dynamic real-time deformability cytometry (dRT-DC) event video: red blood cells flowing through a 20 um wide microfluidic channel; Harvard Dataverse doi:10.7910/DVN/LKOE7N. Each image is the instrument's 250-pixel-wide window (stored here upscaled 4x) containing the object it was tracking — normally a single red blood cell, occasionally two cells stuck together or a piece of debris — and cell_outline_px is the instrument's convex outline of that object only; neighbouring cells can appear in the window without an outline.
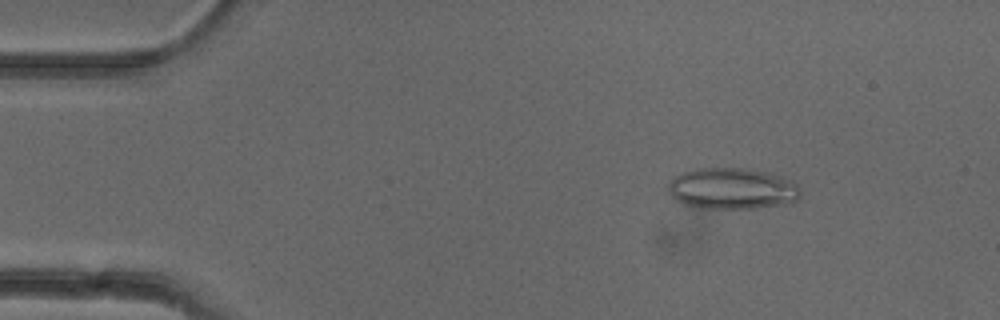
{"species": "common noctule bat (a hibernating species)", "species_latin": "Nyctalus noctula", "temperature_condition": "cold", "stored_images_in_passage": 52, "camera_frame_rate_fps": 3000, "um_per_image_px": 0.085, "animal": {"sex": "female"}, "frame": {"image": 1, "passage_image": 7, "time_ms": 2.0, "image_size_px": [1000, 320], "cell_outline_px": [[800, 196], [792, 204], [752, 208], [708, 208], [688, 204], [676, 200], [672, 196], [668, 188], [668, 184], [680, 172], [696, 168], [744, 168], [768, 172], [780, 176], [796, 184], [800, 188]], "centroid_in_image_um": [62.27, 16.02], "position_along_channel_um": 22.7, "area_um2": 31.67}}
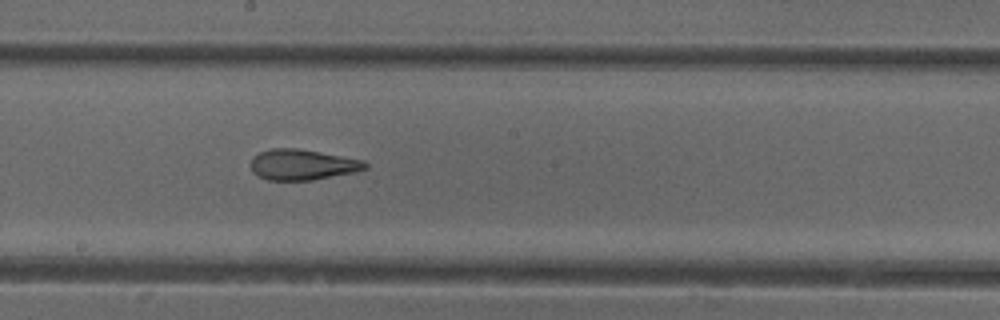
{"frame": {"image": 2, "passage_image": 28, "time_ms": 9.0, "image_size_px": [1000, 320], "cell_outline_px": [[368, 168], [356, 172], [312, 180], [268, 180], [252, 172], [248, 164], [252, 156], [260, 152], [272, 148], [296, 148], [364, 160], [368, 164]], "centroid_in_image_um": [25.68, 14.0], "position_along_channel_um": 222.5, "area_um2": 20.58}}
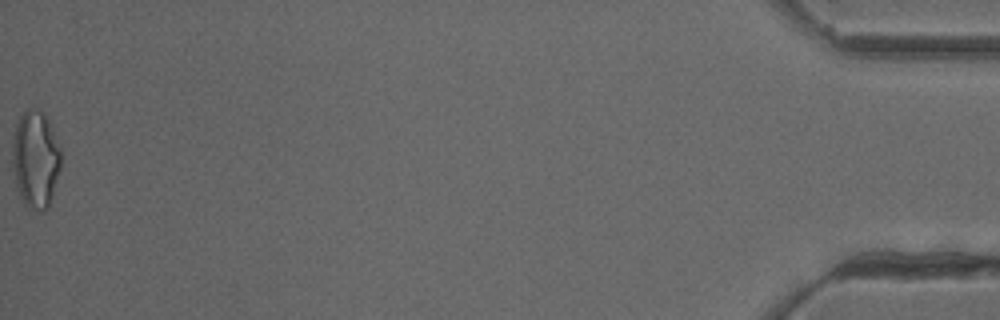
{"frame": {"image": 3, "passage_image": 52, "time_ms": 17.0, "image_size_px": [1000, 320], "cell_outline_px": [[60, 168], [52, 196], [48, 208], [44, 212], [40, 212], [28, 208], [20, 200], [16, 188], [12, 164], [12, 144], [16, 124], [20, 116], [28, 108], [40, 108], [44, 112], [48, 120], [60, 148]], "centroid_in_image_um": [3.0, 13.57], "position_along_channel_um": 432.2, "area_um2": 27.92}, "authors_computed_cell_mechanics": {"area_um2": 22.542, "velocity_mm_per_s": 3.9401, "shape_relaxation_time_tau1_ms": null, "shape_relaxation_time_tau2_ms": 2.0582, "deformation_change_tau1": null, "deformation_change_tau2": 0.1051}}